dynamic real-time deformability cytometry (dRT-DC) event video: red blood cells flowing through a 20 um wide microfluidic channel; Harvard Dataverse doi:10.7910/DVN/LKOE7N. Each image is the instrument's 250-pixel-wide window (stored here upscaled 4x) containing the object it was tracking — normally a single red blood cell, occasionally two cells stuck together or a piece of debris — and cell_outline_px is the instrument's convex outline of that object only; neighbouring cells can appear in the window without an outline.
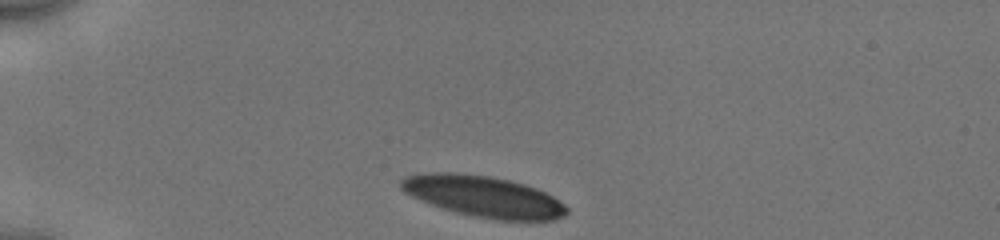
{"species": "human", "species_latin": "Homo sapiens", "temperature_condition": "cold", "stored_images_in_passage": 33, "camera_frame_rate_fps": 3000, "um_per_image_px": 0.085, "donor": {"sex": "male"}, "frame": {"image": 1, "passage_image": 1, "time_ms": 0.0, "image_size_px": [1000, 240], "cell_outline_px": [[568, 212], [564, 216], [552, 220], [496, 220], [472, 216], [440, 208], [420, 200], [404, 192], [400, 188], [400, 180], [404, 176], [428, 172], [456, 172], [488, 176], [508, 180], [524, 184], [536, 188], [552, 196], [564, 204], [568, 208]], "centroid_in_image_um": [41.06, 16.69], "position_along_channel_um": 43.9, "area_um2": 39.82}}
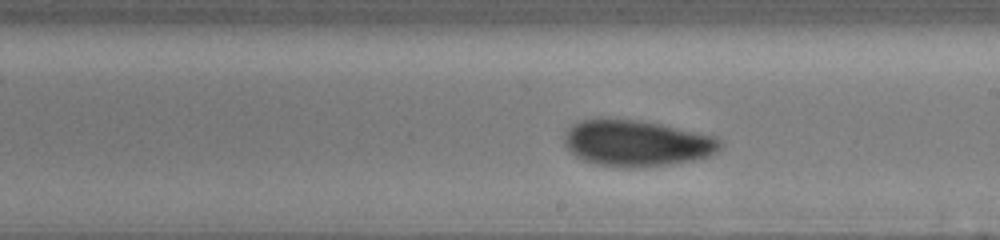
{"frame": {"image": 2, "passage_image": 19, "time_ms": 6.0, "image_size_px": [1000, 240], "cell_outline_px": [[724, 144], [716, 152], [708, 156], [692, 160], [648, 168], [620, 168], [596, 164], [584, 160], [576, 156], [564, 144], [564, 136], [568, 128], [584, 120], [636, 120], [660, 124], [716, 136]], "centroid_in_image_um": [54.16, 12.21], "position_along_channel_um": 234.8, "area_um2": 41.73}}
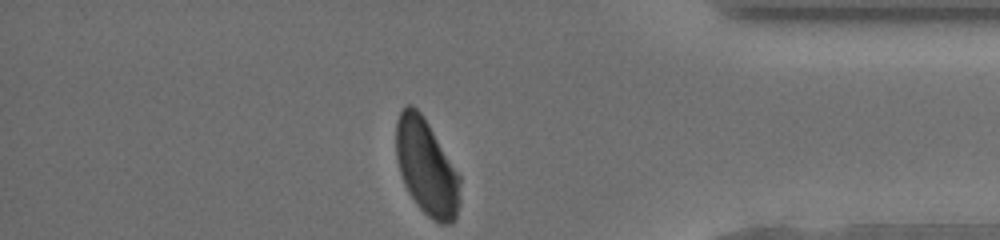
{"frame": {"image": 3, "passage_image": 33, "time_ms": 10.667, "image_size_px": [1000, 240], "cell_outline_px": [[460, 204], [456, 220], [452, 224], [440, 224], [432, 220], [416, 204], [408, 192], [404, 184], [400, 172], [396, 156], [396, 120], [400, 112], [408, 104], [412, 104], [424, 116], [460, 176]], "centroid_in_image_um": [36.26, 14.25], "position_along_channel_um": 398.9, "area_um2": 35.95}, "authors_computed_cell_mechanics": {"area_um2": 41.2114, "velocity_mm_per_s": 3.9265, "shape_relaxation_time_tau1_ms": 3.6134, "shape_relaxation_time_tau2_ms": 1.6718, "deformation_change_tau1": 0.1169, "deformation_change_tau2": 0.061}}